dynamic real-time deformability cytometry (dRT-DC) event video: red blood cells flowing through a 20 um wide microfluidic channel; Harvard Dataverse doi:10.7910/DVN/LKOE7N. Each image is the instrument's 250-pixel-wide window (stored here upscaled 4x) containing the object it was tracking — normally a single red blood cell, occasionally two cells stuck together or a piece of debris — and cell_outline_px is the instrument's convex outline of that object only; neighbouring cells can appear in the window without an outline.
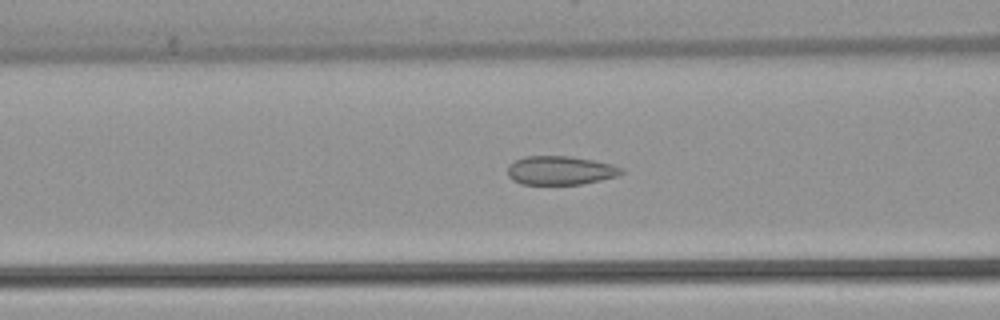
{"species": "common noctule bat (a hibernating species)", "species_latin": "Nyctalus noctula", "temperature_condition": "warm", "stored_images_in_passage": 28, "camera_frame_rate_fps": 3000, "um_per_image_px": 0.085, "animal": {"sex": "female", "body_mass_g": 22.7, "forearm_length_mm": 54.2}, "frame": {"image": 1, "passage_image": 6, "time_ms": 1.667, "image_size_px": [1000, 320], "cell_outline_px": [[624, 172], [616, 176], [600, 180], [580, 184], [520, 184], [512, 180], [508, 176], [508, 164], [524, 156], [572, 156], [612, 164], [624, 168]], "centroid_in_image_um": [47.61, 14.48], "position_along_channel_um": 119.0, "area_um2": 19.13}}
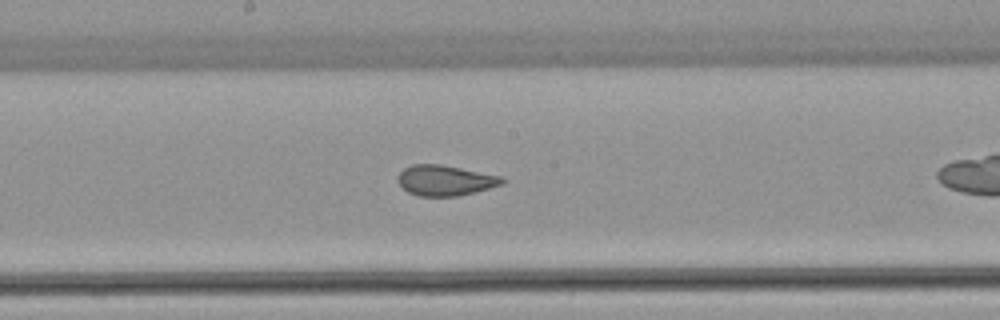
{"frame": {"image": 2, "passage_image": 13, "time_ms": 4.0, "image_size_px": [1000, 320], "cell_outline_px": [[504, 184], [456, 196], [416, 196], [408, 192], [396, 180], [396, 176], [404, 168], [412, 164], [440, 164], [504, 176]], "centroid_in_image_um": [37.82, 15.32], "position_along_channel_um": 210.4, "area_um2": 18.55}}
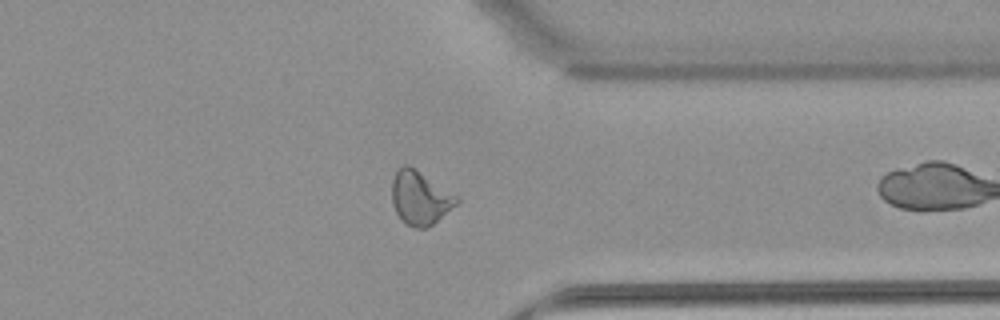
{"frame": {"image": 3, "passage_image": 26, "time_ms": 8.333, "image_size_px": [1000, 320], "cell_outline_px": [[460, 200], [456, 204], [432, 224], [424, 228], [416, 228], [404, 224], [400, 220], [392, 204], [392, 180], [396, 172], [404, 164], [408, 164], [460, 196]], "centroid_in_image_um": [35.7, 16.81], "position_along_channel_um": 375.7, "area_um2": 20.29}}